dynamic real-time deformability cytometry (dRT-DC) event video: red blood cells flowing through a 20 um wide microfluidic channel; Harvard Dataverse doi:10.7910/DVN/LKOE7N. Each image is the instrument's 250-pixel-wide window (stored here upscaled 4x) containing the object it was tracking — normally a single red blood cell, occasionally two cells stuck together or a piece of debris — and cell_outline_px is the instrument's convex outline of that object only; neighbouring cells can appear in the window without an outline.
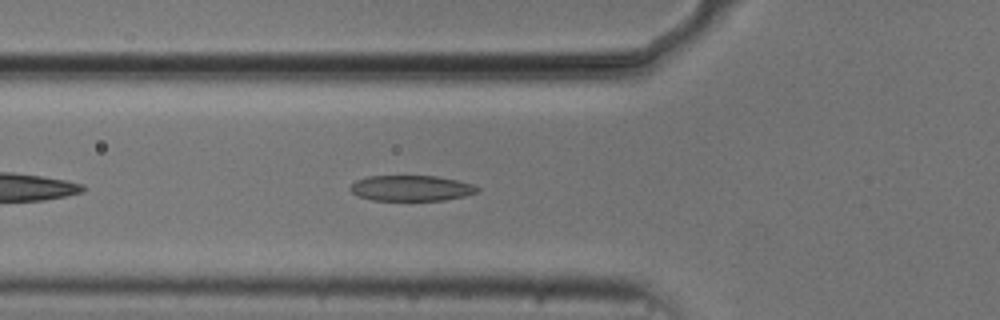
{"species": "common noctule bat (a hibernating species)", "species_latin": "Nyctalus noctula", "temperature_condition": "cold", "stored_images_in_passage": 41, "camera_frame_rate_fps": 3000, "um_per_image_px": 0.085, "animal": {"sex": "male", "body_mass_g": 20.5, "forearm_length_mm": 52.5}, "frame": {"image": 1, "passage_image": 6, "time_ms": 1.667, "image_size_px": [1000, 320], "cell_outline_px": [[480, 192], [464, 196], [444, 200], [372, 200], [356, 196], [348, 188], [356, 180], [368, 176], [436, 176], [456, 180], [472, 184], [480, 188]], "centroid_in_image_um": [34.94, 16.0], "position_along_channel_um": 90.9, "area_um2": 19.02}}
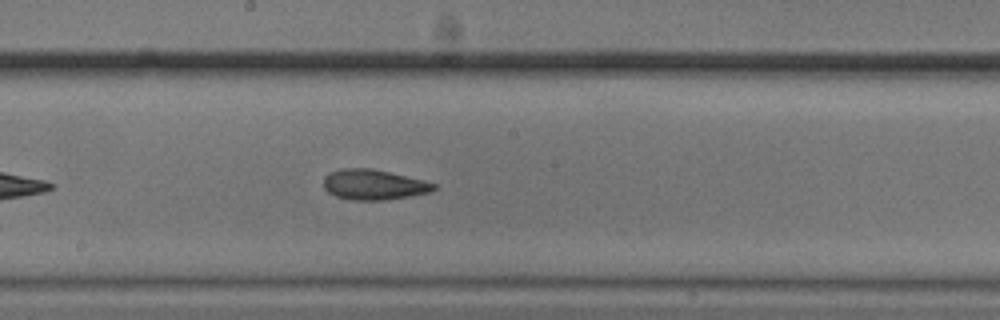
{"frame": {"image": 2, "passage_image": 16, "time_ms": 5.0, "image_size_px": [1000, 320], "cell_outline_px": [[436, 188], [432, 192], [384, 200], [352, 200], [336, 196], [328, 192], [324, 188], [324, 176], [328, 172], [344, 168], [372, 168], [424, 180], [436, 184]], "centroid_in_image_um": [31.75, 15.69], "position_along_channel_um": 216.4, "area_um2": 19.48}}
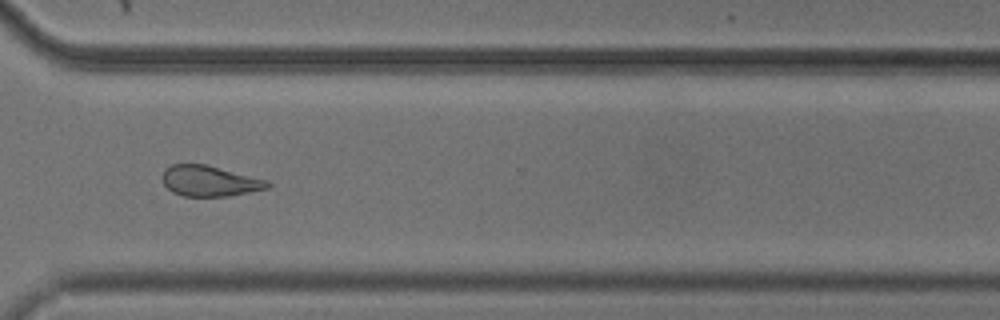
{"frame": {"image": 3, "passage_image": 27, "time_ms": 8.667, "image_size_px": [1000, 320], "cell_outline_px": [[272, 184], [268, 188], [228, 196], [184, 196], [172, 192], [164, 184], [160, 176], [164, 168], [172, 164], [204, 164], [268, 180]], "centroid_in_image_um": [17.78, 15.38], "position_along_channel_um": 352.8, "area_um2": 18.79}, "authors_computed_cell_mechanics": {"area_um2": 19.5942, "velocity_mm_per_s": 3.739, "shape_relaxation_time_tau1_ms": 4.6945, "shape_relaxation_time_tau2_ms": 4.1235, "deformation_change_tau1": 0.1288, "deformation_change_tau2": 0.117}}